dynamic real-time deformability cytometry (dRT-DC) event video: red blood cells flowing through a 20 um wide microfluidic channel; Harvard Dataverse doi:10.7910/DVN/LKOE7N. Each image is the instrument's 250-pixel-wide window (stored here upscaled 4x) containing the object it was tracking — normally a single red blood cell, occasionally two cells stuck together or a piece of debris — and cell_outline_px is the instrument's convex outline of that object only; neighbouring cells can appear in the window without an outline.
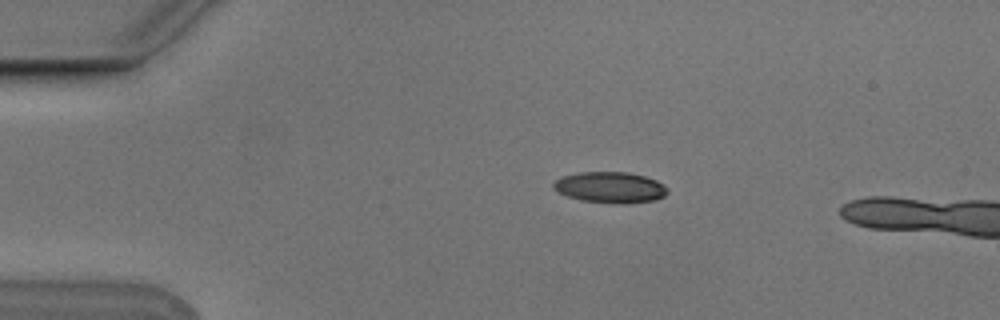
{"species": "Egyptian fruit bat (a non-hibernating species)", "species_latin": "Rousettus aegyptiacus", "temperature_condition": "cold", "stored_images_in_passage": 2, "camera_frame_rate_fps": 3000, "um_per_image_px": 0.085, "animal": {"sex": "male"}, "frame": {"image": 1, "passage_image": 1, "time_ms": 0.0, "image_size_px": [1000, 320], "cell_outline_px": [[668, 192], [664, 196], [656, 200], [624, 204], [620, 204], [580, 200], [568, 196], [552, 188], [552, 184], [560, 176], [576, 172], [628, 172], [644, 176], [656, 180], [664, 184], [668, 188]], "centroid_in_image_um": [51.87, 15.92], "position_along_channel_um": 33.1, "area_um2": 20.81}}